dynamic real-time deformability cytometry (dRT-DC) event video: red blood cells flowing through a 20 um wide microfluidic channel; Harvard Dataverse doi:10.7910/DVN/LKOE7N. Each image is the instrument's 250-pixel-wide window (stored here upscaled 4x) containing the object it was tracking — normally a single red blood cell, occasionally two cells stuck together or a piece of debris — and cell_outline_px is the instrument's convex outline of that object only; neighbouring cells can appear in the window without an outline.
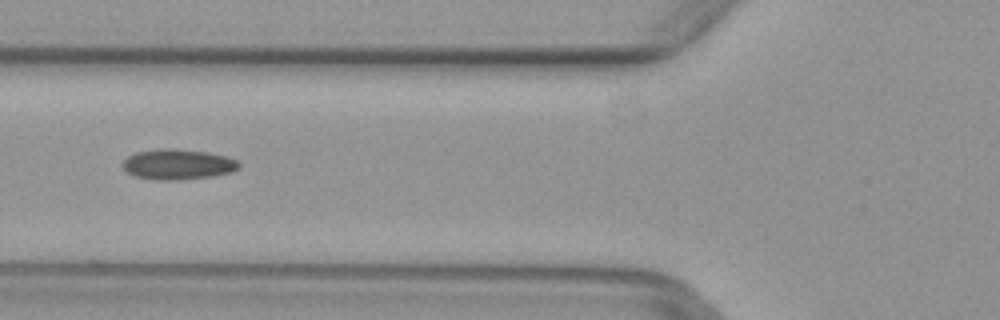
{"species": "common noctule bat (a hibernating species)", "species_latin": "Nyctalus noctula", "temperature_condition": "warm", "stored_images_in_passage": 6, "camera_frame_rate_fps": 3000, "um_per_image_px": 0.085, "animal": {"sex": "female", "body_mass_g": 29.2, "forearm_length_mm": 56.3}, "frame": {"image": 1, "passage_image": 5, "time_ms": 1.333, "image_size_px": [1000, 320], "cell_outline_px": [[240, 168], [232, 172], [212, 176], [180, 180], [152, 180], [136, 176], [128, 172], [120, 164], [128, 156], [136, 152], [160, 148], [176, 148], [208, 152], [228, 156], [236, 160], [240, 164]], "centroid_in_image_um": [15.13, 13.96], "position_along_channel_um": 110.7, "area_um2": 20.87}}